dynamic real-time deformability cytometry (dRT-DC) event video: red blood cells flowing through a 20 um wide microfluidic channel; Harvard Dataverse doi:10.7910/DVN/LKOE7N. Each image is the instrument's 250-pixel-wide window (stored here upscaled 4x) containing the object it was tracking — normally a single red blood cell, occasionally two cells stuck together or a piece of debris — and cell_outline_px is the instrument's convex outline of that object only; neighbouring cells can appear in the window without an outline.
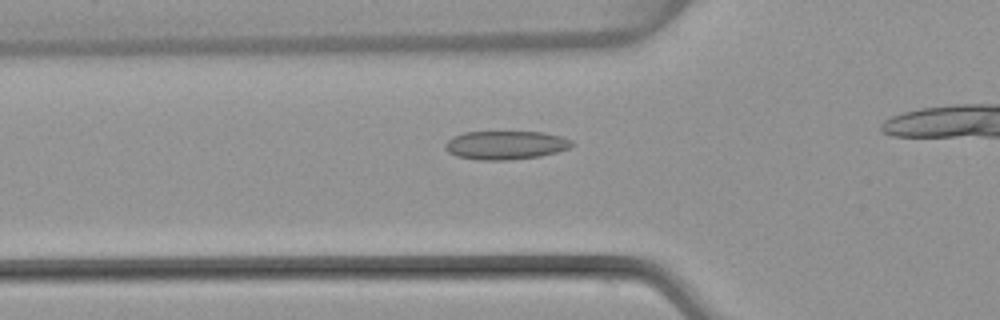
{"species": "common noctule bat (a hibernating species)", "species_latin": "Nyctalus noctula", "temperature_condition": "warm", "stored_images_in_passage": 31, "camera_frame_rate_fps": 3000, "um_per_image_px": 0.085, "animal": {"sex": "female", "body_mass_g": 22.7, "forearm_length_mm": 54.2}, "frame": {"image": 1, "passage_image": 8, "time_ms": 2.333, "image_size_px": [1000, 320], "cell_outline_px": [[576, 144], [568, 148], [556, 152], [540, 156], [508, 160], [480, 160], [456, 156], [448, 152], [444, 148], [444, 144], [452, 136], [464, 132], [544, 132], [560, 136], [572, 140]], "centroid_in_image_um": [42.96, 12.33], "position_along_channel_um": 82.8, "area_um2": 21.21}}
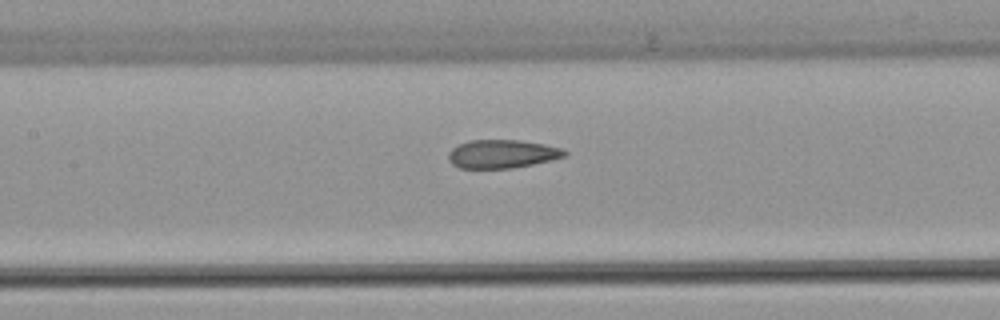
{"frame": {"image": 2, "passage_image": 14, "time_ms": 4.333, "image_size_px": [1000, 320], "cell_outline_px": [[568, 152], [564, 156], [552, 160], [512, 168], [460, 168], [452, 164], [448, 160], [448, 152], [452, 148], [468, 140], [520, 140], [544, 144], [564, 148]], "centroid_in_image_um": [42.68, 13.08], "position_along_channel_um": 164.7, "area_um2": 19.31}}
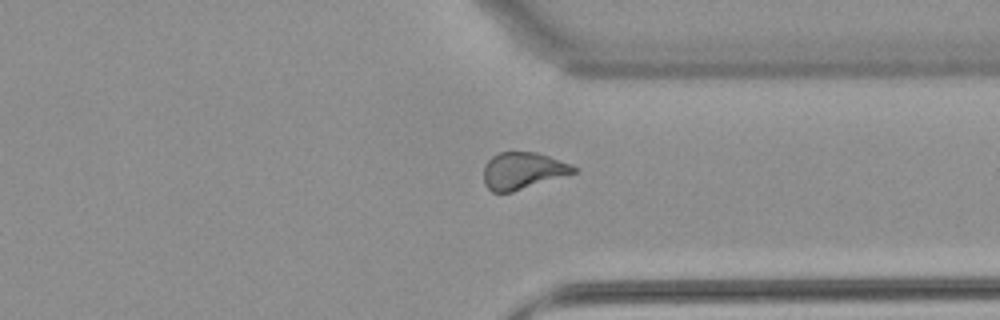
{"frame": {"image": 3, "passage_image": 29, "time_ms": 9.333, "image_size_px": [1000, 320], "cell_outline_px": [[576, 172], [512, 192], [492, 192], [484, 184], [484, 164], [492, 156], [500, 152], [536, 152], [572, 164], [576, 168]], "centroid_in_image_um": [44.41, 14.5], "position_along_channel_um": 367.0, "area_um2": 19.19}}